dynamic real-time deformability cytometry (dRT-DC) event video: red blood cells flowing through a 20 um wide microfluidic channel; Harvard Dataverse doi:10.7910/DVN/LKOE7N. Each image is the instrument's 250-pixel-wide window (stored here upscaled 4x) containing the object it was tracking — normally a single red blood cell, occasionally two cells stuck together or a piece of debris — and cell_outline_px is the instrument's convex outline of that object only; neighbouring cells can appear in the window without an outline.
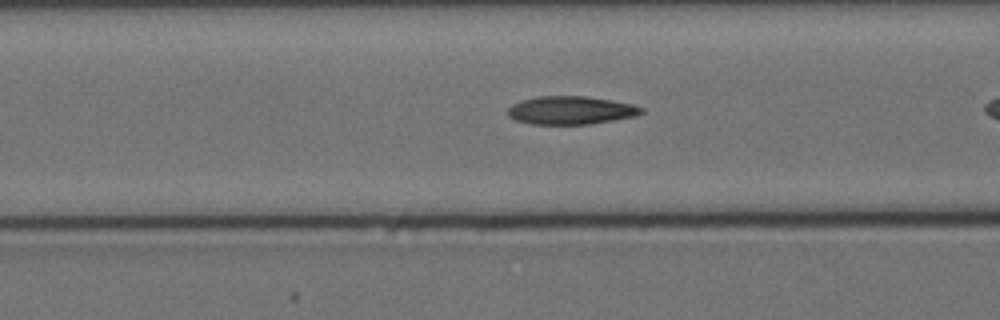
{"species": "Egyptian fruit bat (a non-hibernating species)", "species_latin": "Rousettus aegyptiacus", "temperature_condition": "cold", "stored_images_in_passage": 13, "camera_frame_rate_fps": 3000, "um_per_image_px": 0.085, "animal": {"sex": "female"}, "frame": {"image": 1, "passage_image": 11, "time_ms": 3.333, "image_size_px": [1000, 320], "cell_outline_px": [[644, 112], [636, 116], [588, 124], [532, 124], [516, 120], [508, 116], [508, 108], [512, 104], [520, 100], [536, 96], [588, 96], [612, 100], [632, 104], [644, 108]], "centroid_in_image_um": [48.51, 9.36], "position_along_channel_um": 118.1, "area_um2": 22.02}}